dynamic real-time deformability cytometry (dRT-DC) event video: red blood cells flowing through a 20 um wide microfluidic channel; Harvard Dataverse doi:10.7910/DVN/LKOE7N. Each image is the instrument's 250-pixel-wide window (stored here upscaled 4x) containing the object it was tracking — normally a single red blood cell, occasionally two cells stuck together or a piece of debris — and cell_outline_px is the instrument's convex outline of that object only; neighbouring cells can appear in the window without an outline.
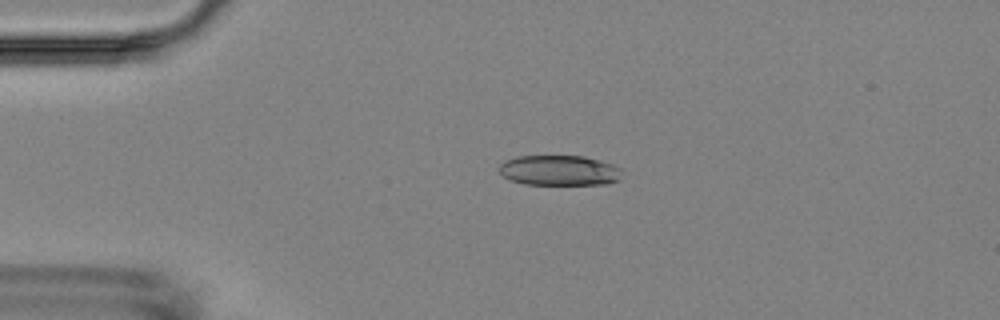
{"species": "Egyptian fruit bat (a non-hibernating species)", "species_latin": "Rousettus aegyptiacus", "temperature_condition": "room temperature", "stored_images_in_passage": 4, "camera_frame_rate_fps": 3000, "um_per_image_px": 0.085, "animal": {"sex": "female"}, "frame": {"image": 1, "passage_image": 3, "time_ms": 3.333, "image_size_px": [1000, 320], "cell_outline_px": [[624, 168], [620, 180], [604, 184], [524, 184], [508, 180], [496, 168], [504, 160], [516, 156], [584, 156], [600, 160]], "centroid_in_image_um": [47.54, 14.48], "position_along_channel_um": 37.5, "area_um2": 22.02}}